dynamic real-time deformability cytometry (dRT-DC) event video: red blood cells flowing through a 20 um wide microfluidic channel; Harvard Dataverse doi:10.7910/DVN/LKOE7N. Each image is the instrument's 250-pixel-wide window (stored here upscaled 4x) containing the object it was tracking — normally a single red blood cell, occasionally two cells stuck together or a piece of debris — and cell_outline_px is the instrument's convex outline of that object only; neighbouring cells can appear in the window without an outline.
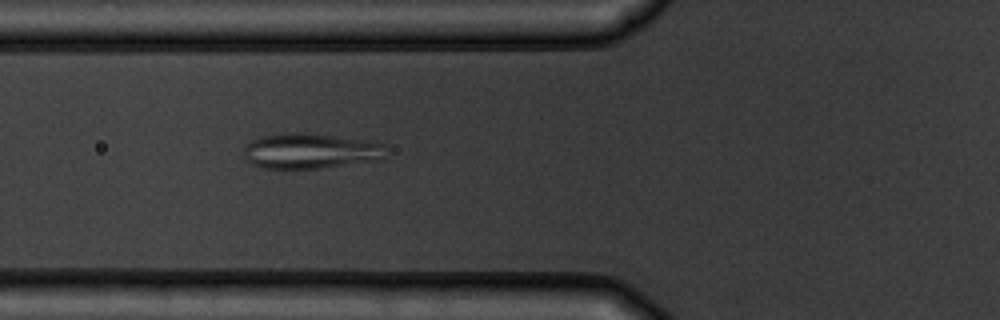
{"species": "common noctule bat (a hibernating species)", "species_latin": "Nyctalus noctula", "temperature_condition": "warm", "stored_images_in_passage": 2, "camera_frame_rate_fps": 3000, "um_per_image_px": 0.085, "animal": {"sex": "male", "body_mass_g": 19.5, "forearm_length_mm": 54.6}, "frame": {"image": 1, "passage_image": 2, "time_ms": 1.0, "image_size_px": [1000, 320], "cell_outline_px": [[384, 144], [380, 160], [320, 168], [264, 168], [252, 164], [244, 160], [244, 148], [252, 140], [260, 136], [284, 132], [304, 132], [332, 136]], "centroid_in_image_um": [26.26, 12.83], "position_along_channel_um": 99.5, "area_um2": 28.9}}